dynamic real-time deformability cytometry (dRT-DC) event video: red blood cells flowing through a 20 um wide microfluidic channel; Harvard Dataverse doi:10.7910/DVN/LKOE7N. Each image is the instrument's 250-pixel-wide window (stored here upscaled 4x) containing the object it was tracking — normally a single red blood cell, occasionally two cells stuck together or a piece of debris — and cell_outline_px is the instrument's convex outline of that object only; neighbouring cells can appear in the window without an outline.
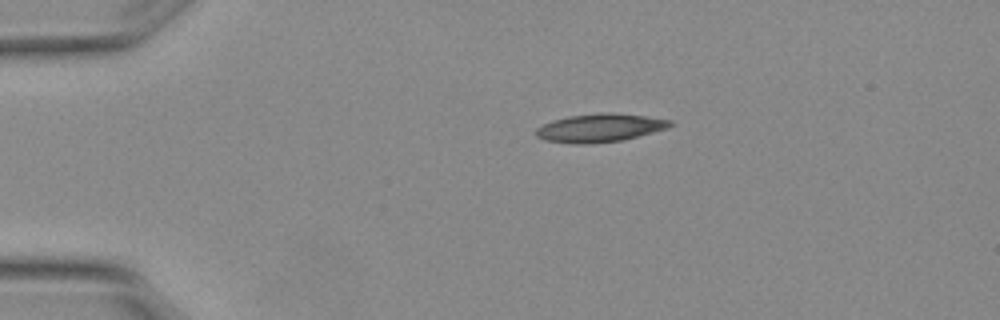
{"species": "Egyptian fruit bat (a non-hibernating species)", "species_latin": "Rousettus aegyptiacus", "temperature_condition": "warm", "stored_images_in_passage": 3, "camera_frame_rate_fps": 3000, "um_per_image_px": 0.085, "animal": {"sex": "female"}, "frame": {"image": 1, "passage_image": 1, "time_ms": 0.0, "image_size_px": [1000, 320], "cell_outline_px": [[672, 124], [668, 128], [624, 140], [588, 144], [568, 144], [544, 140], [536, 136], [536, 128], [544, 124], [568, 116], [608, 112], [612, 112], [644, 116], [672, 120]], "centroid_in_image_um": [50.98, 10.88], "position_along_channel_um": 34.0, "area_um2": 22.08}}
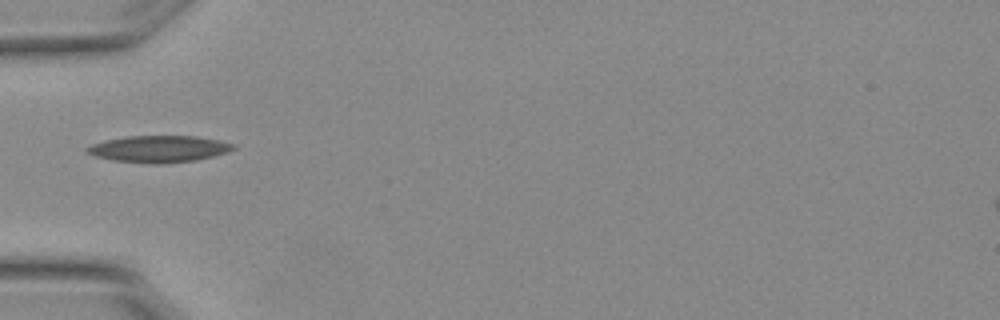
{"frame": {"image": 2, "passage_image": 3, "time_ms": 0.667, "image_size_px": [1000, 320], "cell_outline_px": [[236, 148], [228, 152], [196, 160], [160, 164], [148, 164], [112, 160], [96, 156], [84, 152], [84, 148], [92, 144], [104, 140], [124, 136], [196, 136], [216, 140], [232, 144]], "centroid_in_image_um": [13.43, 12.66], "position_along_channel_um": 71.6, "area_um2": 22.83}}